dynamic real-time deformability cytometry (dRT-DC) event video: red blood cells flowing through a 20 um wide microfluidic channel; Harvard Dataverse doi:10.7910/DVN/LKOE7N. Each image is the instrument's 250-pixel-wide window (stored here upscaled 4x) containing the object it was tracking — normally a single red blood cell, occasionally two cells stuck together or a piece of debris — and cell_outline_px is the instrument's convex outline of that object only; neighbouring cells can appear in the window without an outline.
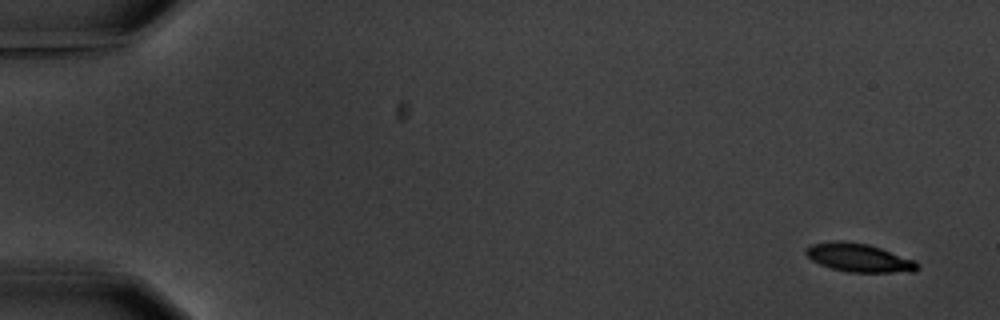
{"species": "common noctule bat (a hibernating species)", "species_latin": "Nyctalus noctula", "temperature_condition": "warm", "stored_images_in_passage": 5, "camera_frame_rate_fps": 3000, "um_per_image_px": 0.085, "animal": {"sex": "male", "body_mass_g": 20.1, "forearm_length_mm": 53.5}, "frame": {"image": 1, "passage_image": 1, "time_ms": 0.0, "image_size_px": [1000, 320], "cell_outline_px": [[920, 268], [912, 272], [848, 272], [832, 268], [820, 264], [812, 260], [804, 252], [804, 248], [812, 244], [832, 240], [840, 240], [868, 244], [916, 260], [920, 264]], "centroid_in_image_um": [73.02, 21.9], "position_along_channel_um": 12.0, "area_um2": 18.61}}
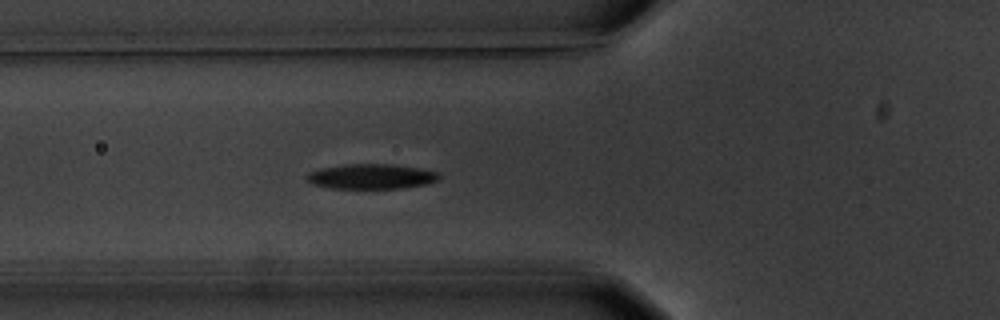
{"frame": {"image": 2, "passage_image": 5, "time_ms": 6.333, "image_size_px": [1000, 320], "cell_outline_px": [[440, 180], [428, 184], [404, 188], [332, 188], [312, 184], [304, 180], [304, 176], [308, 172], [320, 168], [344, 164], [392, 164], [420, 168], [440, 172]], "centroid_in_image_um": [31.56, 14.99], "position_along_channel_um": 94.2, "area_um2": 19.65}}